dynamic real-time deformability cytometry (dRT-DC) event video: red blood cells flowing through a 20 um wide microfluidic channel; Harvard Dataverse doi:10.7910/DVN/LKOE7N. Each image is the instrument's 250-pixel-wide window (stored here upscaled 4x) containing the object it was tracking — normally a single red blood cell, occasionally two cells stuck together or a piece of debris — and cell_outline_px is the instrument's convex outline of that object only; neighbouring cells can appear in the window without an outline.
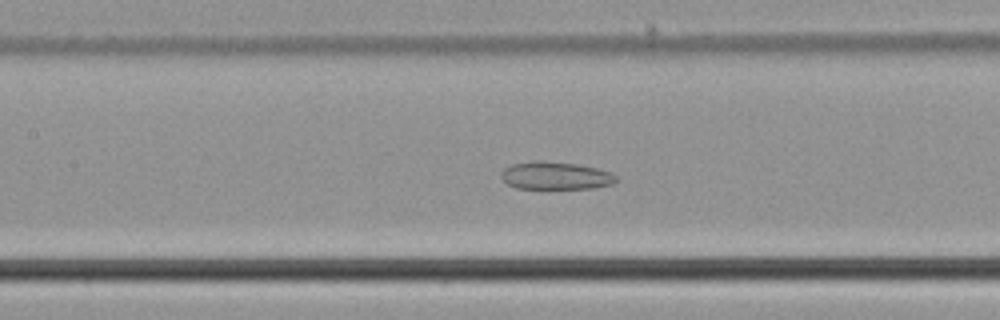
{"species": "common noctule bat (a hibernating species)", "species_latin": "Nyctalus noctula", "temperature_condition": "cold", "stored_images_in_passage": 40, "segment_of_instrument_passage": [1, 2], "camera_frame_rate_fps": 3000, "um_per_image_px": 0.085, "animal": {"sex": "male", "body_mass_g": 21.5, "forearm_length_mm": 52.0}, "frame": {"image": 1, "passage_image": 9, "time_ms": 2.667, "image_size_px": [1000, 320], "cell_outline_px": [[616, 180], [612, 184], [592, 188], [516, 188], [508, 184], [500, 176], [500, 172], [504, 168], [512, 164], [540, 160], [576, 164], [596, 168], [612, 172], [616, 176]], "centroid_in_image_um": [47.2, 14.92], "position_along_channel_um": 160.2, "area_um2": 18.44}}
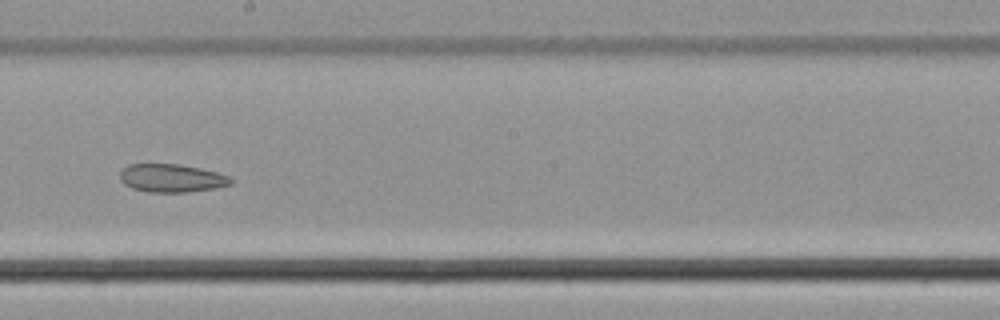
{"frame": {"image": 2, "passage_image": 15, "time_ms": 4.667, "image_size_px": [1000, 320], "cell_outline_px": [[232, 184], [216, 188], [188, 192], [148, 192], [132, 188], [124, 184], [120, 180], [120, 172], [128, 164], [176, 164], [200, 168], [216, 172], [228, 176], [232, 180]], "centroid_in_image_um": [14.57, 15.14], "position_along_channel_um": 233.6, "area_um2": 18.15}}
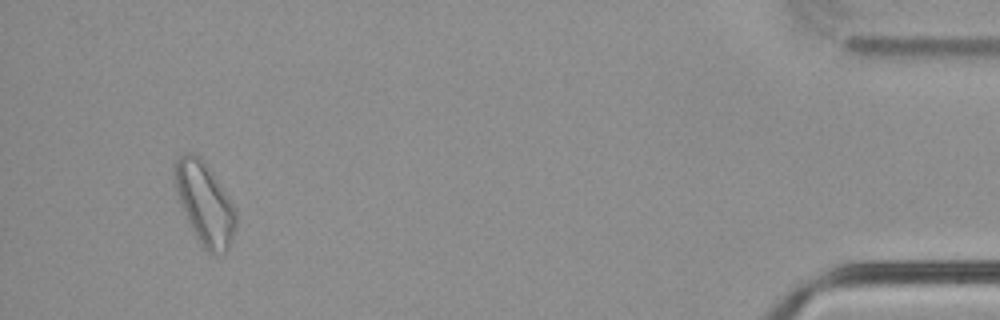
{"frame": {"image": 3, "passage_image": 36, "time_ms": 11.667, "image_size_px": [1000, 320], "cell_outline_px": [[236, 224], [232, 240], [228, 248], [224, 252], [212, 256], [200, 244], [188, 220], [176, 192], [176, 160], [184, 152], [192, 152], [204, 164], [228, 196], [236, 208]], "centroid_in_image_um": [17.43, 17.37], "position_along_channel_um": 417.8, "area_um2": 28.26}}